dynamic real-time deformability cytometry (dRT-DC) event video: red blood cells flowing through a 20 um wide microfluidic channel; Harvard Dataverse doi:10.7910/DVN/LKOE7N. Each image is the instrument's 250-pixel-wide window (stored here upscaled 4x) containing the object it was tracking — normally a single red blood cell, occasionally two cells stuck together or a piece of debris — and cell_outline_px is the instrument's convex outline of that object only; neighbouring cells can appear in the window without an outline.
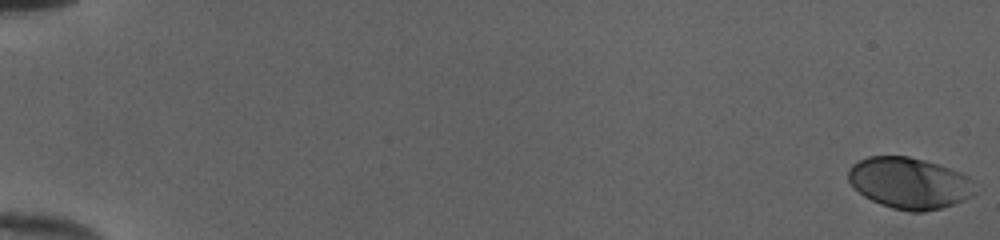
{"species": "human", "species_latin": "Homo sapiens", "temperature_condition": "cold", "stored_images_in_passage": 53, "camera_frame_rate_fps": 3000, "um_per_image_px": 0.085, "donor": {"sex": "female"}, "frame": {"image": 1, "passage_image": 1, "time_ms": 0.0, "image_size_px": [1000, 240], "cell_outline_px": [[980, 192], [964, 200], [940, 208], [924, 212], [912, 212], [892, 208], [880, 204], [864, 196], [852, 188], [848, 180], [848, 168], [852, 164], [868, 156], [908, 156], [924, 160], [960, 172], [968, 176], [972, 180]], "centroid_in_image_um": [77.3, 15.57], "position_along_channel_um": 7.7, "area_um2": 38.21}}
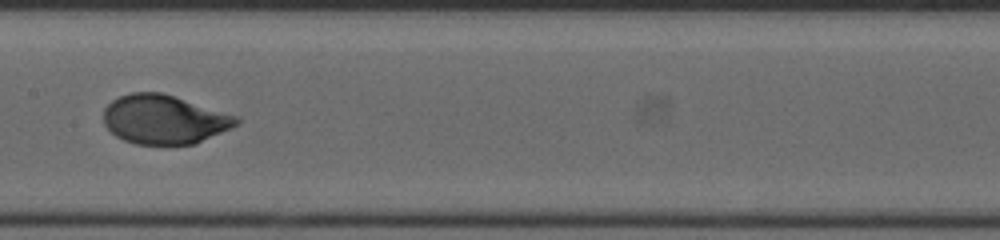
{"frame": {"image": 2, "passage_image": 30, "time_ms": 9.667, "image_size_px": [1000, 240], "cell_outline_px": [[240, 124], [232, 128], [196, 144], [136, 144], [124, 140], [116, 136], [104, 124], [104, 108], [112, 100], [120, 96], [132, 92], [160, 92], [240, 116]], "centroid_in_image_um": [14.0, 10.15], "position_along_channel_um": 193.4, "area_um2": 38.09}}
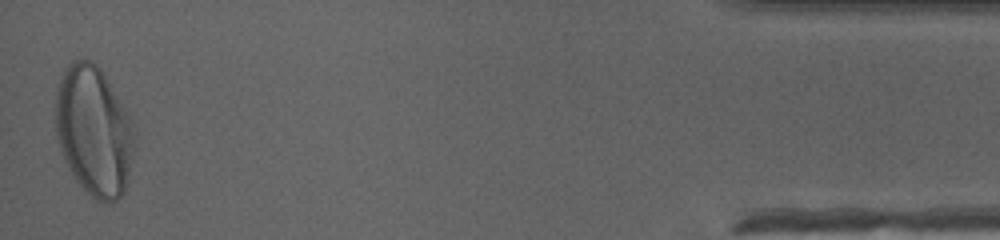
{"frame": {"image": 3, "passage_image": 53, "time_ms": 17.333, "image_size_px": [1000, 240], "cell_outline_px": [[136, 132], [128, 180], [124, 192], [116, 200], [108, 204], [104, 204], [96, 200], [84, 192], [68, 168], [64, 160], [56, 136], [56, 88], [60, 76], [68, 64], [72, 60], [92, 60], [104, 72], [128, 112]], "centroid_in_image_um": [7.98, 11.14], "position_along_channel_um": 427.2, "area_um2": 60.46}, "authors_computed_cell_mechanics": {"area_um2": 38.0324, "velocity_mm_per_s": 4.0142, "shape_relaxation_time_tau1_ms": 3.4352, "shape_relaxation_time_tau2_ms": null, "deformation_change_tau1": 0.1781, "deformation_change_tau2": null}}